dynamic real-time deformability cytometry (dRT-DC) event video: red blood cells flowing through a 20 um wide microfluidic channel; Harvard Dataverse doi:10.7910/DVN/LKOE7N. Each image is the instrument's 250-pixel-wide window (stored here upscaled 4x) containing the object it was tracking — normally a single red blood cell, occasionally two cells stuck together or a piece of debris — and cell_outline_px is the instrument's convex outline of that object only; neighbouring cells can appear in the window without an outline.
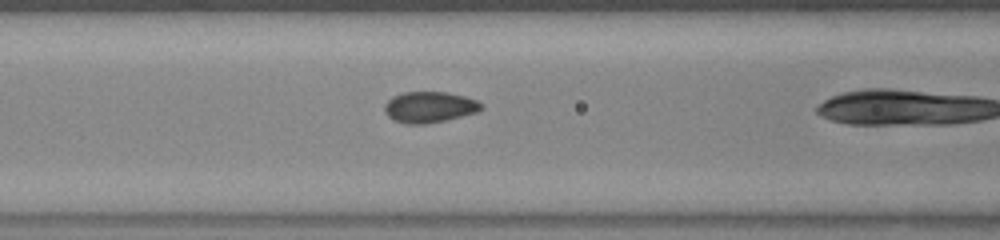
{"species": "common noctule bat (a hibernating species)", "species_latin": "Nyctalus noctula", "temperature_condition": "warm", "stored_images_in_passage": 37, "camera_frame_rate_fps": 3000, "um_per_image_px": 0.085, "animal": {"sex": "female", "body_mass_g": 23.0, "forearm_length_mm": 53.4}, "frame": {"image": 1, "passage_image": 18, "time_ms": 5.667, "image_size_px": [1000, 240], "cell_outline_px": [[484, 108], [476, 112], [444, 120], [424, 124], [404, 124], [392, 120], [384, 112], [384, 104], [392, 96], [404, 92], [444, 92], [464, 96], [476, 100]], "centroid_in_image_um": [36.44, 9.11], "position_along_channel_um": 130.2, "area_um2": 17.4}}
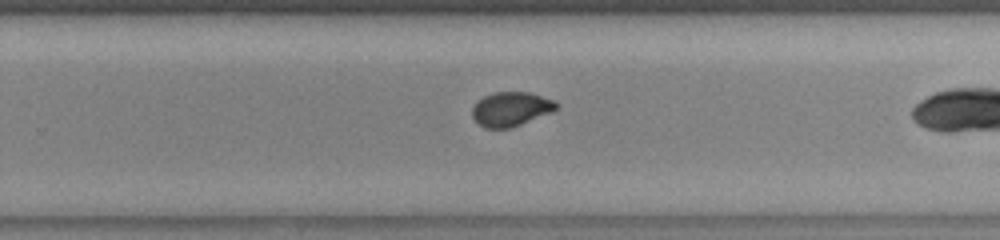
{"frame": {"image": 2, "passage_image": 30, "time_ms": 9.667, "image_size_px": [1000, 240], "cell_outline_px": [[556, 108], [552, 112], [512, 128], [484, 128], [472, 116], [472, 108], [484, 96], [496, 92], [528, 92], [552, 100], [556, 104]], "centroid_in_image_um": [43.41, 9.28], "position_along_channel_um": 286.4, "area_um2": 16.47}}
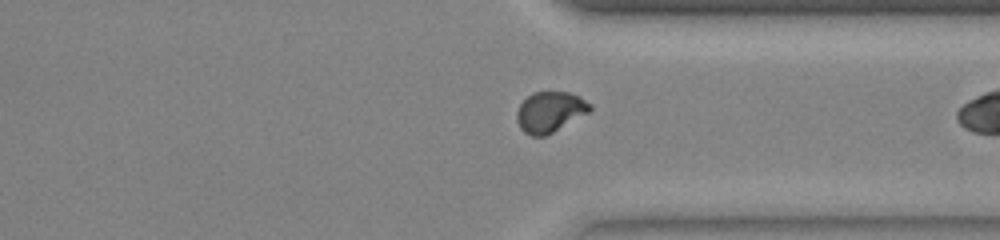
{"frame": {"image": 3, "passage_image": 36, "time_ms": 11.667, "image_size_px": [1000, 240], "cell_outline_px": [[592, 108], [588, 112], [552, 132], [544, 136], [532, 136], [524, 132], [520, 128], [516, 120], [516, 112], [520, 104], [532, 92], [568, 92], [580, 96], [592, 104]], "centroid_in_image_um": [46.73, 9.5], "position_along_channel_um": 364.7, "area_um2": 17.17}}